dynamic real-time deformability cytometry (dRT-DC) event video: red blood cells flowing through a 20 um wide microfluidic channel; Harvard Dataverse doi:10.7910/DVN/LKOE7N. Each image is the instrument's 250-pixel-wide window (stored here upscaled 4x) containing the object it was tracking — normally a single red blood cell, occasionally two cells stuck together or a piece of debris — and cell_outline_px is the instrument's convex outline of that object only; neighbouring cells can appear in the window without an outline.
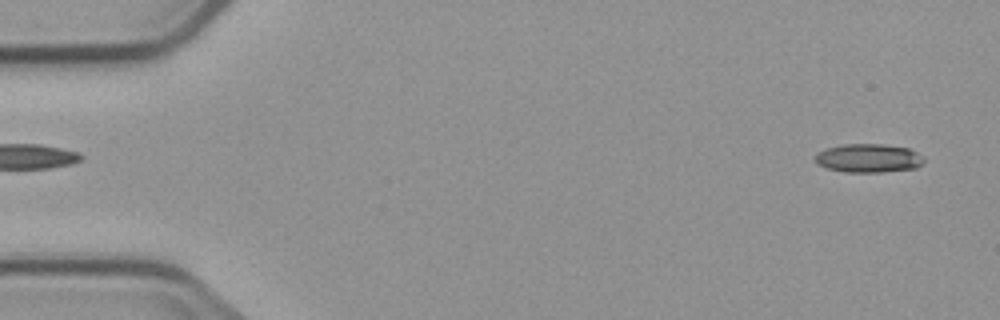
{"species": "common noctule bat (a hibernating species)", "species_latin": "Nyctalus noctula", "temperature_condition": "cold", "stored_images_in_passage": 3, "segment_of_instrument_passage": [2, 2], "camera_frame_rate_fps": 3000, "um_per_image_px": 0.085, "animal": {"sex": "male", "body_mass_g": 23.1, "forearm_length_mm": 52.7}, "frame": {"image": 1, "passage_image": 3, "time_ms": 2.333, "image_size_px": [1000, 320], "cell_outline_px": [[924, 160], [916, 168], [880, 172], [844, 172], [828, 168], [820, 164], [816, 160], [816, 156], [824, 148], [844, 144], [884, 144], [908, 148], [924, 156]], "centroid_in_image_um": [73.85, 13.44], "position_along_channel_um": 11.1, "area_um2": 17.98}}